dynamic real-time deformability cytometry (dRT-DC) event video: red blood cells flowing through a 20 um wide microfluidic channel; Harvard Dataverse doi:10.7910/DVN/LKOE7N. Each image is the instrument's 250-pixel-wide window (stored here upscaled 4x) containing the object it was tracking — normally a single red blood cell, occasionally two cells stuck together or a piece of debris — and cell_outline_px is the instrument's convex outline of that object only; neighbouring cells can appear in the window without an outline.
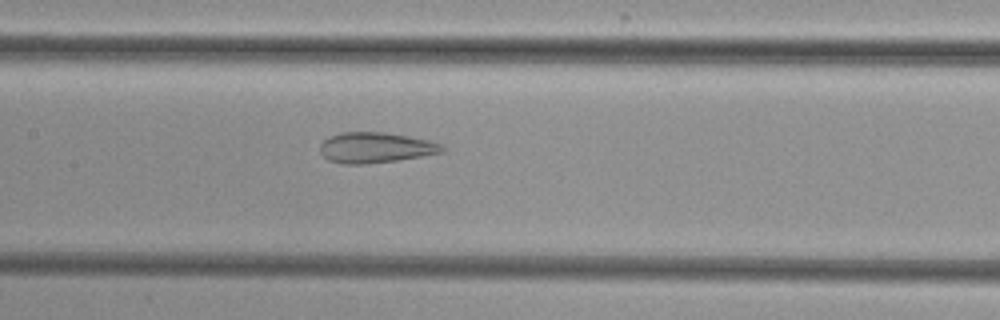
{"species": "common noctule bat (a hibernating species)", "species_latin": "Nyctalus noctula", "temperature_condition": "cold", "stored_images_in_passage": 40, "camera_frame_rate_fps": 3000, "um_per_image_px": 0.085, "animal": {"sex": "female", "body_mass_g": 29.2, "forearm_length_mm": 56.3}, "frame": {"image": 1, "passage_image": 13, "time_ms": 4.0, "image_size_px": [1000, 320], "cell_outline_px": [[448, 148], [444, 152], [400, 160], [364, 164], [340, 164], [328, 160], [320, 152], [320, 144], [328, 136], [340, 132], [384, 132], [408, 136], [428, 140], [444, 144]], "centroid_in_image_um": [31.94, 12.55], "position_along_channel_um": 175.5, "area_um2": 22.08}}
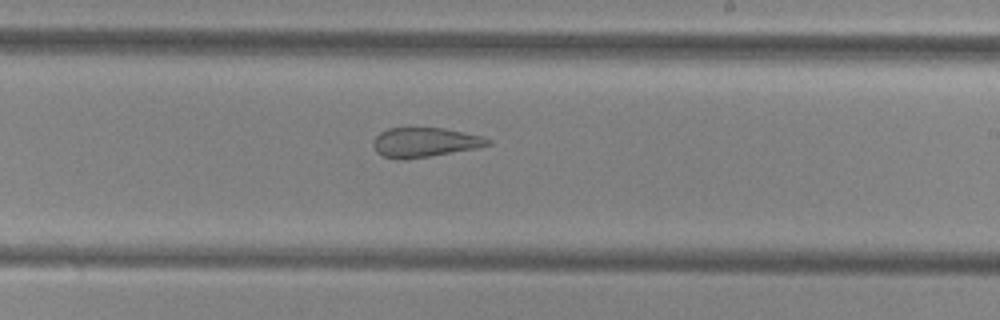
{"frame": {"image": 2, "passage_image": 19, "time_ms": 6.0, "image_size_px": [1000, 320], "cell_outline_px": [[492, 144], [476, 148], [404, 160], [396, 160], [384, 156], [376, 152], [372, 144], [372, 140], [380, 132], [388, 128], [444, 128], [484, 136], [492, 140]], "centroid_in_image_um": [36.09, 12.1], "position_along_channel_um": 252.9, "area_um2": 19.83}}
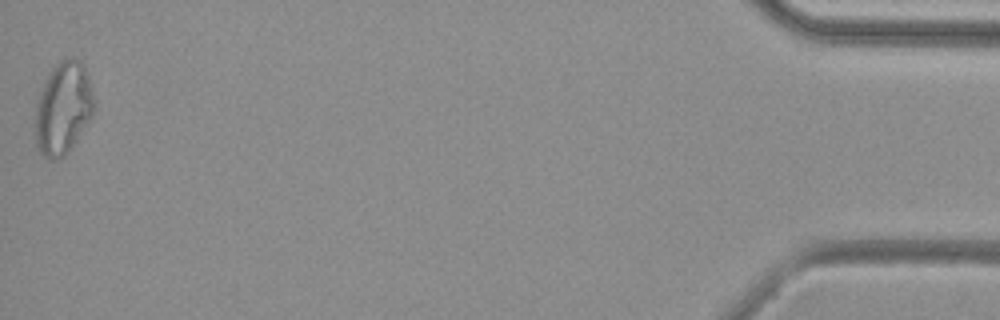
{"frame": {"image": 3, "passage_image": 40, "time_ms": 13.0, "image_size_px": [1000, 320], "cell_outline_px": [[96, 104], [92, 116], [76, 140], [64, 156], [52, 160], [48, 160], [36, 148], [32, 132], [32, 124], [36, 104], [44, 80], [48, 72], [60, 60], [72, 56], [76, 56], [84, 64], [88, 76]], "centroid_in_image_um": [5.32, 9.19], "position_along_channel_um": 429.9, "area_um2": 32.66}}